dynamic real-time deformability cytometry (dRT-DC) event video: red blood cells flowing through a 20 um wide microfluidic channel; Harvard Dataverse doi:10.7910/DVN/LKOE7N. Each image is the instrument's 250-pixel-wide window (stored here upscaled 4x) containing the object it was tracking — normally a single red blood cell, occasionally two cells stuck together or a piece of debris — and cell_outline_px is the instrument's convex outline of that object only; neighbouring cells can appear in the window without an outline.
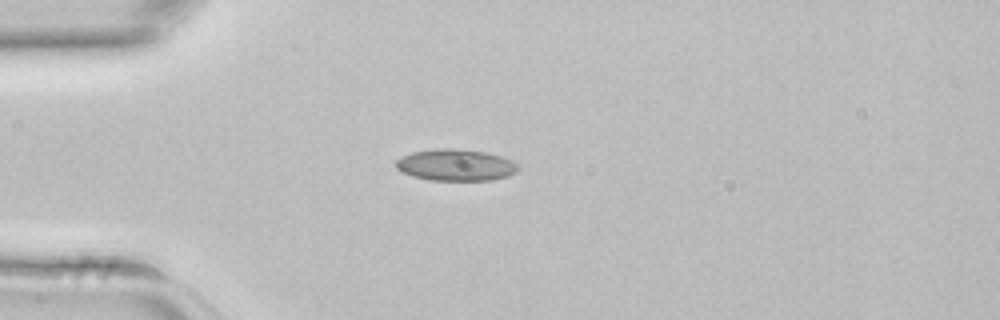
{"species": "common noctule bat (a hibernating species)", "species_latin": "Nyctalus noctula", "temperature_condition": "room temperature", "stored_images_in_passage": 2, "camera_frame_rate_fps": 3000, "um_per_image_px": 0.085, "animal": {"sex": "female", "body_mass_g": 22.7, "forearm_length_mm": 54.2}, "frame": {"image": 1, "passage_image": 2, "time_ms": 0.333, "image_size_px": [1000, 320], "cell_outline_px": [[520, 168], [516, 172], [508, 176], [492, 180], [432, 180], [412, 176], [400, 172], [396, 168], [396, 160], [400, 156], [412, 152], [436, 148], [456, 148], [488, 152], [512, 160]], "centroid_in_image_um": [38.72, 14.01], "position_along_channel_um": 46.3, "area_um2": 22.77}}